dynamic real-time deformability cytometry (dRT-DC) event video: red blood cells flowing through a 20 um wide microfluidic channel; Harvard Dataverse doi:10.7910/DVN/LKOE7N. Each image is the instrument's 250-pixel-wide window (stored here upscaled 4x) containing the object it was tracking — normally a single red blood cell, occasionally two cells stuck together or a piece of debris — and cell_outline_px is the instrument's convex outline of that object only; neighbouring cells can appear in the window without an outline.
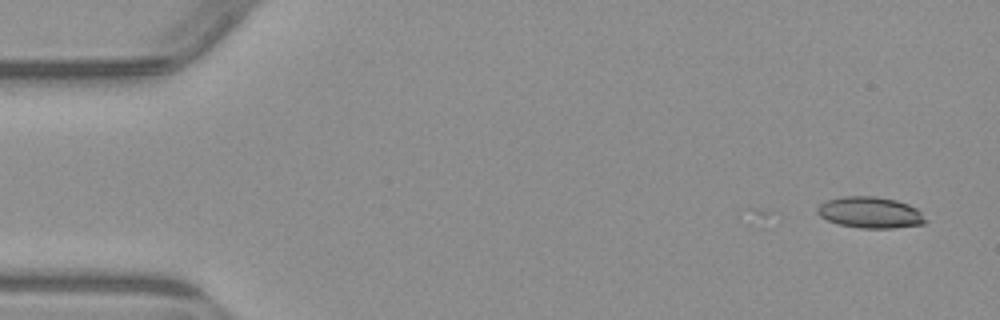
{"species": "common noctule bat (a hibernating species)", "species_latin": "Nyctalus noctula", "temperature_condition": "warm", "stored_images_in_passage": 2, "camera_frame_rate_fps": 3000, "um_per_image_px": 0.085, "animal": {"sex": "male", "body_mass_g": 23.1, "forearm_length_mm": 52.7}, "frame": {"image": 1, "passage_image": 2, "time_ms": 1.0, "image_size_px": [1000, 320], "cell_outline_px": [[928, 220], [924, 224], [892, 228], [860, 228], [840, 224], [828, 220], [820, 216], [816, 212], [816, 208], [820, 204], [828, 200], [844, 196], [876, 196], [896, 200], [908, 204], [916, 208]], "centroid_in_image_um": [73.98, 18.06], "position_along_channel_um": 11.0, "area_um2": 19.65}}